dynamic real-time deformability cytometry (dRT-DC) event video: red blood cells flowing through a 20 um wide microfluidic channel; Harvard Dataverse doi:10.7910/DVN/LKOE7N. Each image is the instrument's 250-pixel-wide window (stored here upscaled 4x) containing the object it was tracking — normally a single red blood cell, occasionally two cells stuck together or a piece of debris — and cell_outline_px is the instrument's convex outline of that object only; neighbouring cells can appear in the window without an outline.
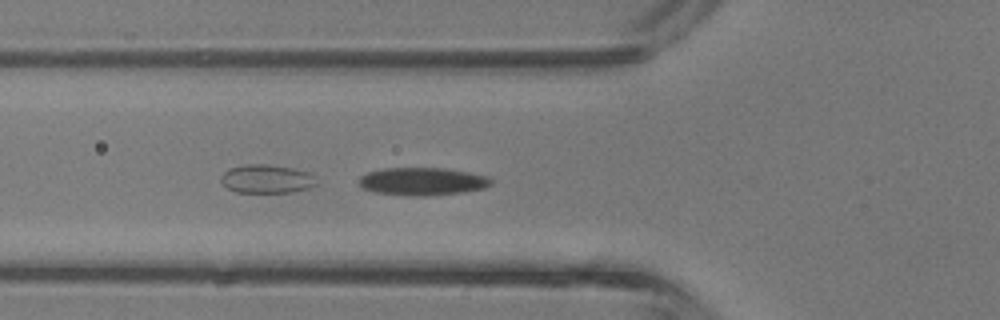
{"species": "common noctule bat (a hibernating species)", "species_latin": "Nyctalus noctula", "temperature_condition": "room temperature", "stored_images_in_passage": 11, "camera_frame_rate_fps": 3000, "um_per_image_px": 0.085, "animal": {"sex": "male", "body_mass_g": 13.3}, "frame": {"image": 1, "passage_image": 6, "time_ms": 1.667, "image_size_px": [1000, 320], "cell_outline_px": [[492, 184], [484, 188], [460, 192], [428, 196], [412, 196], [376, 192], [364, 188], [360, 184], [360, 176], [368, 172], [380, 168], [444, 168], [468, 172], [488, 176], [492, 180]], "centroid_in_image_um": [35.92, 15.41], "position_along_channel_um": 89.9, "area_um2": 21.27}}
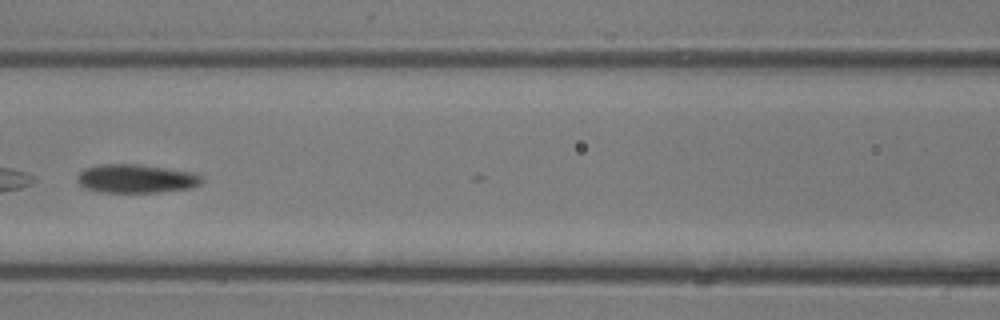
{"frame": {"image": 2, "passage_image": 10, "time_ms": 3.0, "image_size_px": [1000, 320], "cell_outline_px": [[204, 180], [200, 184], [192, 188], [156, 192], [100, 192], [84, 188], [76, 180], [80, 172], [84, 168], [100, 164], [140, 164], [188, 172], [200, 176]], "centroid_in_image_um": [11.52, 15.19], "position_along_channel_um": 155.1, "area_um2": 20.63}}